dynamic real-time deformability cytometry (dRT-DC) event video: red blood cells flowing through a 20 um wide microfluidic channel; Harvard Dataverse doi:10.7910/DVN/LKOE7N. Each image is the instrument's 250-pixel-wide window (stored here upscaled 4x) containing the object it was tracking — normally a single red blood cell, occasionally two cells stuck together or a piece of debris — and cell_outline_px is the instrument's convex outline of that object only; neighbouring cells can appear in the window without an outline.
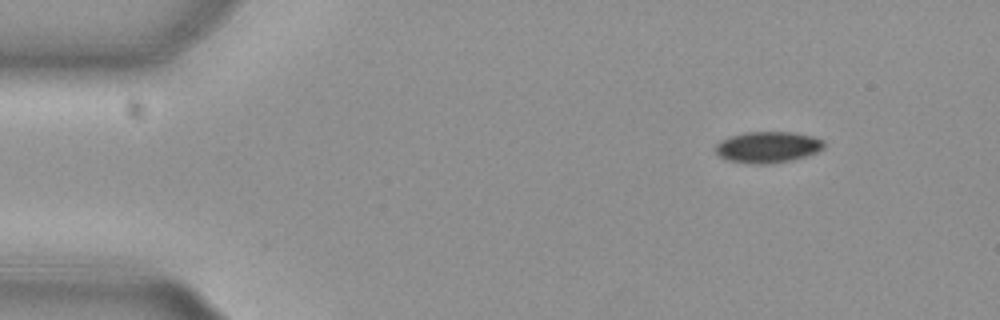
{"species": "common noctule bat (a hibernating species)", "species_latin": "Nyctalus noctula", "temperature_condition": "cold", "stored_images_in_passage": 11, "camera_frame_rate_fps": 3000, "um_per_image_px": 0.085, "animal": {"sex": "female", "body_mass_g": 29.2, "forearm_length_mm": 56.3}, "frame": {"image": 1, "passage_image": 1, "time_ms": 0.0, "image_size_px": [1000, 320], "cell_outline_px": [[824, 148], [816, 152], [804, 156], [788, 160], [764, 164], [752, 164], [728, 160], [720, 156], [716, 152], [716, 144], [720, 140], [744, 132], [792, 132], [812, 136], [824, 140]], "centroid_in_image_um": [65.25, 12.49], "position_along_channel_um": 19.8, "area_um2": 19.48}}
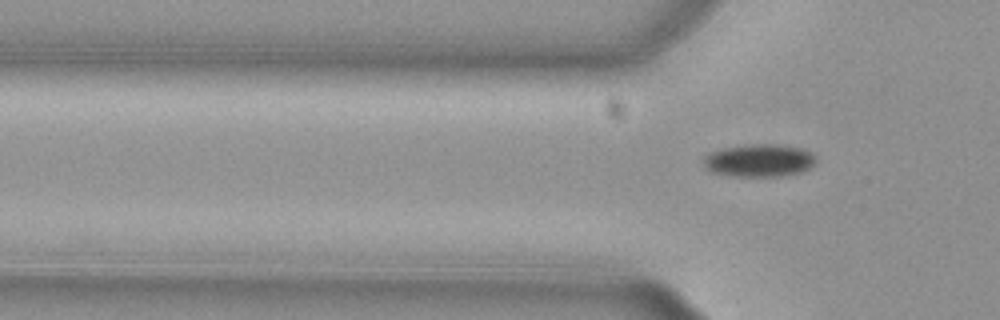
{"frame": {"image": 2, "passage_image": 11, "time_ms": 3.333, "image_size_px": [1000, 320], "cell_outline_px": [[816, 160], [808, 168], [800, 172], [780, 176], [732, 176], [712, 172], [704, 164], [704, 156], [720, 148], [744, 144], [776, 144], [800, 148], [808, 152]], "centroid_in_image_um": [64.47, 13.63], "position_along_channel_um": 61.3, "area_um2": 21.15}}